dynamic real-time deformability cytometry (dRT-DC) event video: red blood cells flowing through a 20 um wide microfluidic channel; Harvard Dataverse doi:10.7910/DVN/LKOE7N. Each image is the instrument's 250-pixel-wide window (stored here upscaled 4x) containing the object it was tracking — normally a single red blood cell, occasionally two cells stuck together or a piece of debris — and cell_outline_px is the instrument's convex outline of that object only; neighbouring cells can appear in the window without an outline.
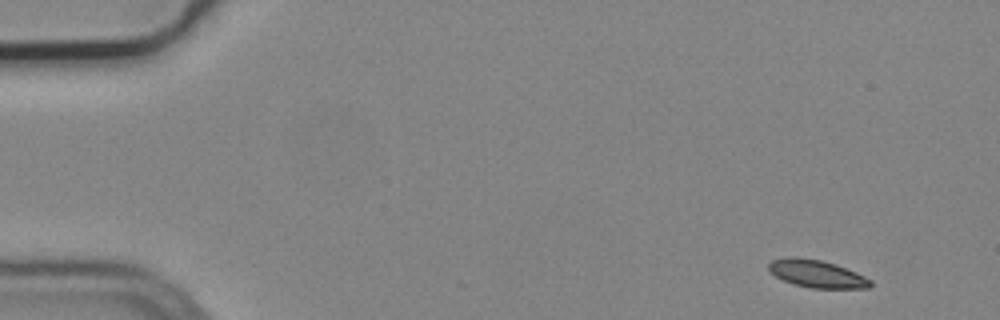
{"species": "common noctule bat (a hibernating species)", "species_latin": "Nyctalus noctula", "temperature_condition": "cold", "stored_images_in_passage": 5, "camera_frame_rate_fps": 3000, "um_per_image_px": 0.085, "animal": {"sex": "male", "body_mass_g": 19.2, "forearm_length_mm": 51.8}, "frame": {"image": 1, "passage_image": 1, "time_ms": 0.0, "image_size_px": [1000, 320], "cell_outline_px": [[872, 284], [868, 288], [812, 288], [796, 284], [784, 280], [776, 276], [768, 268], [768, 264], [772, 260], [788, 256], [796, 256], [820, 260], [836, 264], [856, 272], [872, 280]], "centroid_in_image_um": [69.44, 23.25], "position_along_channel_um": 15.6, "area_um2": 16.24}}